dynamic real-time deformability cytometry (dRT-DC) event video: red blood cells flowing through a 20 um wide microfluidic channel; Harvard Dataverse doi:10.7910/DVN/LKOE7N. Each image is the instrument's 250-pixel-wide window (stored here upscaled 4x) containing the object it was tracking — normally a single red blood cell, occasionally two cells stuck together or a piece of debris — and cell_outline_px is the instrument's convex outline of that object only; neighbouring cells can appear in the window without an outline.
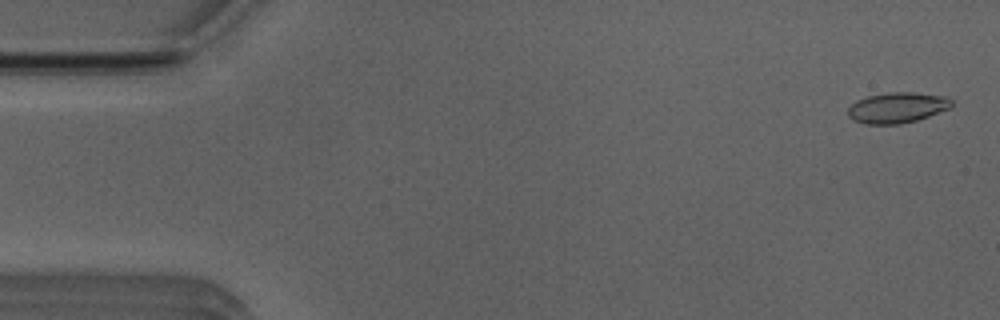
{"species": "Egyptian fruit bat (a non-hibernating species)", "species_latin": "Rousettus aegyptiacus", "temperature_condition": "room temperature", "stored_images_in_passage": 10, "camera_frame_rate_fps": 3000, "um_per_image_px": 0.085, "animal": {"sex": "male"}, "frame": {"image": 1, "passage_image": 2, "time_ms": 0.333, "image_size_px": [1000, 320], "cell_outline_px": [[952, 108], [916, 120], [900, 124], [864, 124], [852, 120], [848, 116], [848, 108], [856, 100], [868, 96], [888, 92], [912, 92], [948, 96], [952, 100]], "centroid_in_image_um": [76.27, 9.15], "position_along_channel_um": 8.7, "area_um2": 18.67}}